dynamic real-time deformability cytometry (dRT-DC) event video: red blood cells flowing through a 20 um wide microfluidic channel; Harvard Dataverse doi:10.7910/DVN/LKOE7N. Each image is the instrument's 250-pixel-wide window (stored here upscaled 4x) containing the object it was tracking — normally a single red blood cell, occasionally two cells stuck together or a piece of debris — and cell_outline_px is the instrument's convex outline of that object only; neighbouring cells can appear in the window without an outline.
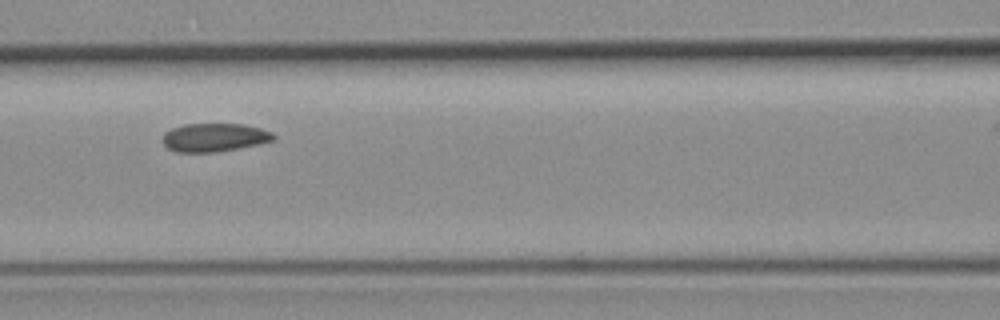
{"species": "common noctule bat (a hibernating species)", "species_latin": "Nyctalus noctula", "temperature_condition": "room temperature", "stored_images_in_passage": 6, "camera_frame_rate_fps": 3000, "um_per_image_px": 0.085, "animal": {"sex": "female", "body_mass_g": 19.3, "forearm_length_mm": 54.1}, "frame": {"image": 1, "passage_image": 5, "time_ms": 6.0, "image_size_px": [1000, 320], "cell_outline_px": [[276, 136], [272, 140], [256, 144], [216, 152], [176, 152], [168, 148], [160, 140], [164, 132], [172, 128], [184, 124], [244, 124], [260, 128], [272, 132]], "centroid_in_image_um": [18.16, 11.67], "position_along_channel_um": 148.4, "area_um2": 18.26}}